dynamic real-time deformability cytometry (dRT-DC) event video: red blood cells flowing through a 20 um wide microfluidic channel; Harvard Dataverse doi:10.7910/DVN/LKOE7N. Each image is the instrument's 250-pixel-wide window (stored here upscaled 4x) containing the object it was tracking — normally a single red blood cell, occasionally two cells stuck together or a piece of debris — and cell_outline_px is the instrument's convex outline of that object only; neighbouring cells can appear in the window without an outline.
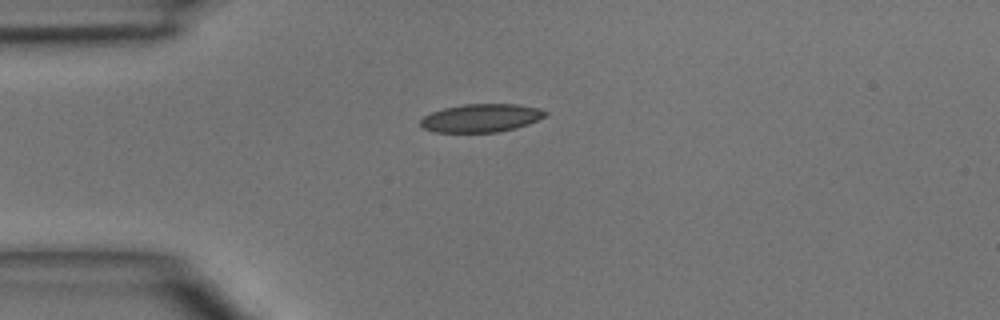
{"species": "common noctule bat (a hibernating species)", "species_latin": "Nyctalus noctula", "temperature_condition": "room temperature", "stored_images_in_passage": 1, "camera_frame_rate_fps": 3000, "um_per_image_px": 0.085, "animal": {"sex": "male", "body_mass_g": 15.6}, "frame": {"image": 1, "passage_image": 1, "time_ms": 0.0, "image_size_px": [1000, 320], "cell_outline_px": [[548, 116], [528, 124], [516, 128], [496, 132], [432, 132], [424, 128], [420, 124], [420, 120], [424, 116], [432, 112], [444, 108], [464, 104], [516, 104], [540, 108], [548, 112]], "centroid_in_image_um": [40.93, 10.03], "position_along_channel_um": 44.1, "area_um2": 20.58}}